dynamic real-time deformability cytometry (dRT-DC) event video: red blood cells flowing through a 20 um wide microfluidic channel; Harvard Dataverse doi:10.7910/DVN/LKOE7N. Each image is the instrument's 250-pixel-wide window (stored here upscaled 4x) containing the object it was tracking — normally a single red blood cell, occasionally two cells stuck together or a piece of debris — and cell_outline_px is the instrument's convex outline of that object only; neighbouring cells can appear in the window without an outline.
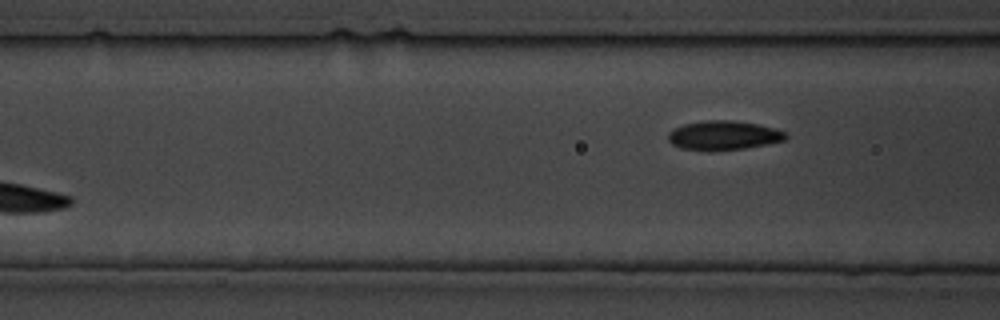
{"species": "common noctule bat (a hibernating species)", "species_latin": "Nyctalus noctula", "temperature_condition": "cold", "stored_images_in_passage": 10, "segment_of_instrument_passage": [2, 2], "camera_frame_rate_fps": 3000, "um_per_image_px": 0.085, "animal": {"sex": "male", "body_mass_g": 19.5, "forearm_length_mm": 54.6}, "frame": {"image": 1, "passage_image": 10, "time_ms": 11.667, "image_size_px": [1000, 320], "cell_outline_px": [[788, 136], [784, 140], [744, 148], [712, 152], [708, 152], [680, 148], [672, 144], [668, 140], [668, 132], [684, 124], [708, 120], [728, 120], [756, 124], [788, 132]], "centroid_in_image_um": [61.46, 11.53], "position_along_channel_um": 105.1, "area_um2": 20.0}}